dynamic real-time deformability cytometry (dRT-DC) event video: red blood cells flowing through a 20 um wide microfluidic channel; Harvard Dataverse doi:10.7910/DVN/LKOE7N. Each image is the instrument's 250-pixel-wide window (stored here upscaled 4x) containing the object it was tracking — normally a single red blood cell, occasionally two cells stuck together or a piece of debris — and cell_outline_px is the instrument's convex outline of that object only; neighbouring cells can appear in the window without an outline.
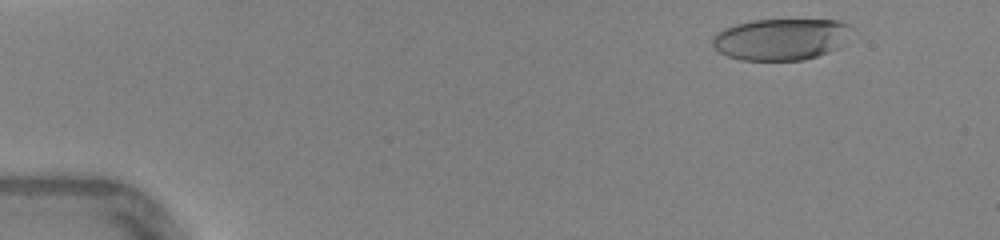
{"species": "human", "species_latin": "Homo sapiens", "temperature_condition": "warm", "stored_images_in_passage": 39, "camera_frame_rate_fps": 3000, "um_per_image_px": 0.085, "donor": {"sex": "female"}, "frame": {"image": 1, "passage_image": 5, "time_ms": 1.333, "image_size_px": [1000, 240], "cell_outline_px": [[852, 28], [840, 48], [804, 60], [740, 60], [728, 56], [712, 48], [712, 36], [716, 32], [724, 28], [736, 24], [752, 20], [836, 20], [848, 24]], "centroid_in_image_um": [66.34, 3.34], "position_along_channel_um": 18.7, "area_um2": 33.81}}
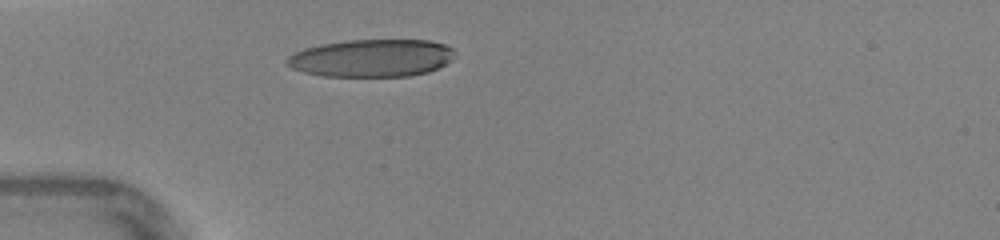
{"frame": {"image": 2, "passage_image": 14, "time_ms": 4.333, "image_size_px": [1000, 240], "cell_outline_px": [[456, 52], [452, 60], [440, 68], [428, 72], [408, 76], [324, 76], [304, 72], [292, 68], [284, 64], [284, 60], [288, 56], [304, 48], [320, 44], [348, 40], [428, 40], [444, 44], [452, 48]], "centroid_in_image_um": [31.59, 4.93], "position_along_channel_um": 53.4, "area_um2": 37.05}}
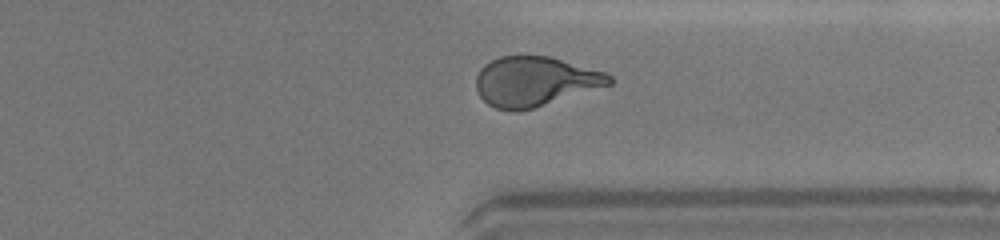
{"frame": {"image": 3, "passage_image": 36, "time_ms": 11.667, "image_size_px": [1000, 240], "cell_outline_px": [[612, 84], [532, 108], [516, 112], [512, 112], [496, 108], [488, 104], [480, 96], [476, 88], [476, 76], [480, 68], [484, 64], [500, 56], [548, 56], [608, 72], [612, 76]], "centroid_in_image_um": [45.46, 6.92], "position_along_channel_um": 365.9, "area_um2": 38.49}, "authors_computed_cell_mechanics": {"area_um2": 38.437, "velocity_mm_per_s": 4.4167, "shape_relaxation_time_tau1_ms": 5.0479, "shape_relaxation_time_tau2_ms": 0.7409, "deformation_change_tau1": 0.2191, "deformation_change_tau2": 0.0867}}